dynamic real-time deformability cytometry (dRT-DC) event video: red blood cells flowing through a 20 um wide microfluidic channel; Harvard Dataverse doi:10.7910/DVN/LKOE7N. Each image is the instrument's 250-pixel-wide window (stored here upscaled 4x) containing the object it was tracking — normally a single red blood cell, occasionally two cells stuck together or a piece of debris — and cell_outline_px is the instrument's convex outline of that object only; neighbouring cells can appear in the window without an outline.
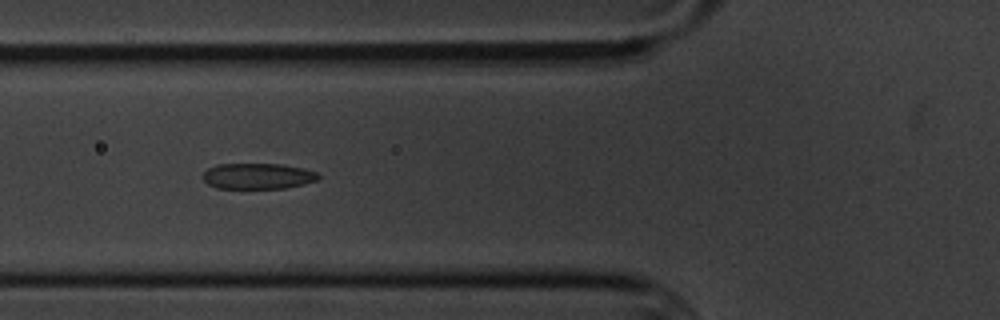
{"species": "common noctule bat (a hibernating species)", "species_latin": "Nyctalus noctula", "temperature_condition": "cold", "stored_images_in_passage": 4, "camera_frame_rate_fps": 3000, "um_per_image_px": 0.085, "animal": {"sex": "male", "body_mass_g": 20.1, "forearm_length_mm": 53.5}, "frame": {"image": 1, "passage_image": 3, "time_ms": 2.333, "image_size_px": [1000, 320], "cell_outline_px": [[320, 176], [316, 180], [304, 184], [284, 188], [216, 188], [208, 184], [200, 176], [208, 168], [216, 164], [284, 164], [304, 168], [316, 172]], "centroid_in_image_um": [21.89, 14.96], "position_along_channel_um": 103.9, "area_um2": 17.46}}
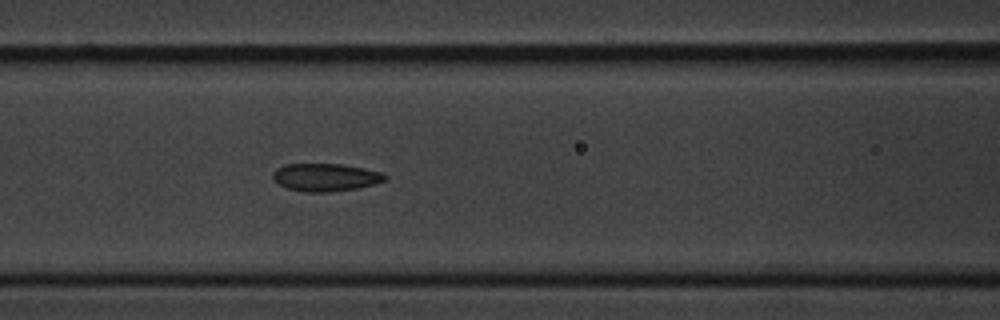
{"frame": {"image": 2, "passage_image": 4, "time_ms": 3.333, "image_size_px": [1000, 320], "cell_outline_px": [[388, 176], [384, 180], [372, 184], [356, 188], [328, 192], [304, 192], [288, 188], [272, 180], [272, 172], [276, 168], [284, 164], [340, 164], [380, 172]], "centroid_in_image_um": [27.59, 15.07], "position_along_channel_um": 139.0, "area_um2": 17.92}}